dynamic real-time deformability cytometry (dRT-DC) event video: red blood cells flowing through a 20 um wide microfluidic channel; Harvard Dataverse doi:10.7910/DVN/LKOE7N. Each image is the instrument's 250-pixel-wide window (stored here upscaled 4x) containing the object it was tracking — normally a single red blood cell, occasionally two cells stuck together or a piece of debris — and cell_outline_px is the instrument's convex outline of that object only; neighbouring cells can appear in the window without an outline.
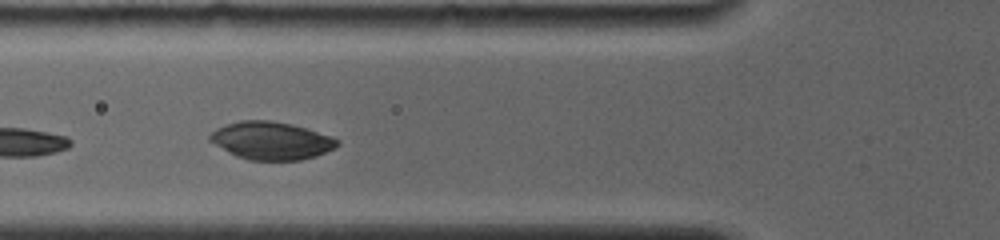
{"species": "common noctule bat (a hibernating species)", "species_latin": "Nyctalus noctula", "temperature_condition": "room temperature", "stored_images_in_passage": 13, "camera_frame_rate_fps": 4000, "um_per_image_px": 0.085, "animal": {"sex": "female", "body_mass_g": 19.0, "forearm_length_mm": 56.7}, "frame": {"image": 1, "passage_image": 3, "time_ms": 0.5, "image_size_px": [1000, 240], "cell_outline_px": [[340, 144], [336, 148], [316, 156], [300, 160], [248, 160], [236, 156], [228, 152], [208, 140], [208, 136], [216, 128], [240, 120], [268, 120], [292, 124], [332, 136], [340, 140]], "centroid_in_image_um": [23.08, 11.96], "position_along_channel_um": 102.7, "area_um2": 28.15}}
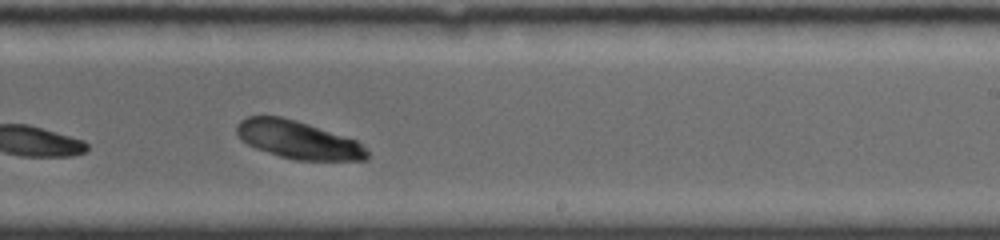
{"frame": {"image": 2, "passage_image": 8, "time_ms": 1.75, "image_size_px": [1000, 240], "cell_outline_px": [[368, 160], [296, 160], [280, 156], [256, 148], [240, 140], [236, 132], [236, 124], [240, 120], [248, 116], [280, 116], [296, 120], [356, 140], [368, 152]], "centroid_in_image_um": [25.3, 11.88], "position_along_channel_um": 263.7, "area_um2": 28.61}}